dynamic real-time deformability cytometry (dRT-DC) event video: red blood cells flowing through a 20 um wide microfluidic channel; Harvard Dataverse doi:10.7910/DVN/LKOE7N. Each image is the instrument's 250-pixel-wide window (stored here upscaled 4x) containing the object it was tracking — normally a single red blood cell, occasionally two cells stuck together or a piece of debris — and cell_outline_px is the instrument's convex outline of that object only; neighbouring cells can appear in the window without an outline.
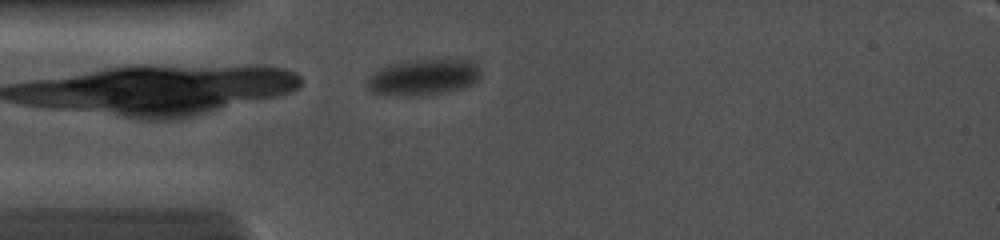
{"species": "common noctule bat (a hibernating species)", "species_latin": "Nyctalus noctula", "temperature_condition": "cold", "stored_images_in_passage": 1, "camera_frame_rate_fps": 5000, "um_per_image_px": 0.085, "animal": {"sex": "female", "body_mass_g": 19.0, "forearm_length_mm": 56.7}, "frame": {"image": 1, "passage_image": 1, "time_ms": 0.0, "image_size_px": [1000, 240], "cell_outline_px": [[480, 80], [464, 88], [428, 96], [396, 96], [372, 92], [368, 88], [364, 80], [380, 68], [388, 64], [400, 60], [472, 60], [480, 68]], "centroid_in_image_um": [35.97, 6.57], "position_along_channel_um": 49.0, "area_um2": 24.51}}